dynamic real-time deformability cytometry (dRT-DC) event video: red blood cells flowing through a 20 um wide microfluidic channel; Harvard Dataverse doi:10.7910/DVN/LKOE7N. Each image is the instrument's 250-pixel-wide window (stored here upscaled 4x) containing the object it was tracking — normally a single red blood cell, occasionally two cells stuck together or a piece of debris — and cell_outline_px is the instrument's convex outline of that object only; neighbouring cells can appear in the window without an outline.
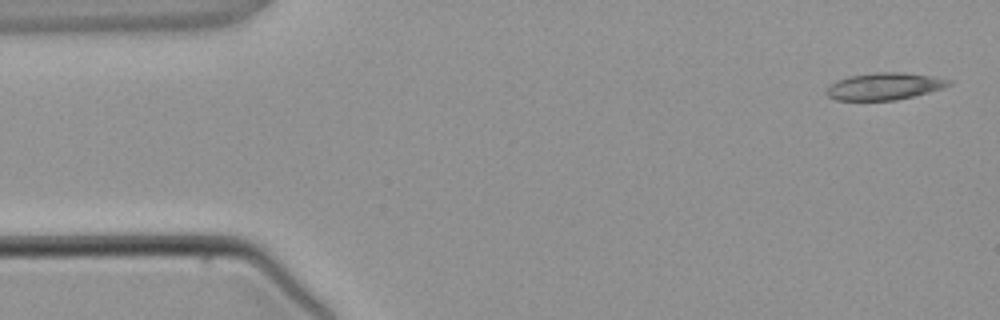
{"species": "common noctule bat (a hibernating species)", "species_latin": "Nyctalus noctula", "temperature_condition": "warm", "stored_images_in_passage": 4, "camera_frame_rate_fps": 3000, "um_per_image_px": 0.085, "animal": {"sex": "male", "body_mass_g": 21.5, "forearm_length_mm": 52.0}, "frame": {"image": 1, "passage_image": 1, "time_ms": 0.0, "image_size_px": [1000, 320], "cell_outline_px": [[952, 84], [944, 88], [896, 100], [836, 100], [828, 96], [824, 92], [836, 80], [848, 76], [876, 72], [904, 72], [932, 76], [952, 80]], "centroid_in_image_um": [75.18, 7.33], "position_along_channel_um": 9.8, "area_um2": 19.31}}
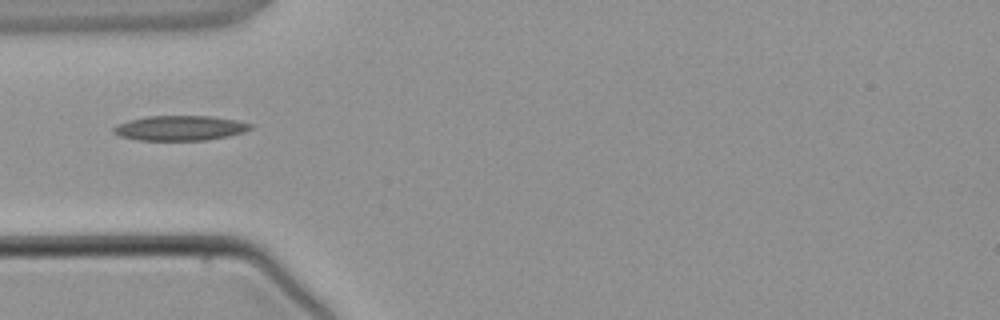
{"frame": {"image": 2, "passage_image": 4, "time_ms": 3.667, "image_size_px": [1000, 320], "cell_outline_px": [[252, 128], [244, 132], [228, 136], [208, 140], [136, 140], [120, 136], [112, 132], [112, 128], [128, 120], [148, 116], [208, 116], [236, 120], [252, 124]], "centroid_in_image_um": [15.29, 10.89], "position_along_channel_um": 69.7, "area_um2": 19.83}}